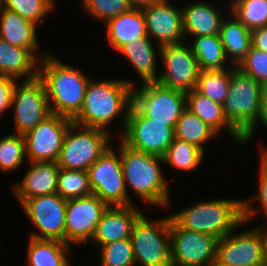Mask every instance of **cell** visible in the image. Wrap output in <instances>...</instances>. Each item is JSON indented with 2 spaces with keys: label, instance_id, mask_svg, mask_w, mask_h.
Instances as JSON below:
<instances>
[{
  "label": "cell",
  "instance_id": "cell-1",
  "mask_svg": "<svg viewBox=\"0 0 267 266\" xmlns=\"http://www.w3.org/2000/svg\"><path fill=\"white\" fill-rule=\"evenodd\" d=\"M135 85L131 79L95 80L92 77L86 88L82 108L72 119L73 123L111 133L110 123L120 117L124 130Z\"/></svg>",
  "mask_w": 267,
  "mask_h": 266
},
{
  "label": "cell",
  "instance_id": "cell-2",
  "mask_svg": "<svg viewBox=\"0 0 267 266\" xmlns=\"http://www.w3.org/2000/svg\"><path fill=\"white\" fill-rule=\"evenodd\" d=\"M51 113L73 119L81 110L90 75L47 53L39 63Z\"/></svg>",
  "mask_w": 267,
  "mask_h": 266
},
{
  "label": "cell",
  "instance_id": "cell-3",
  "mask_svg": "<svg viewBox=\"0 0 267 266\" xmlns=\"http://www.w3.org/2000/svg\"><path fill=\"white\" fill-rule=\"evenodd\" d=\"M120 157L126 188H131L147 205L159 209L170 206L169 181L160 167L164 164L163 157L132 149L121 139Z\"/></svg>",
  "mask_w": 267,
  "mask_h": 266
},
{
  "label": "cell",
  "instance_id": "cell-4",
  "mask_svg": "<svg viewBox=\"0 0 267 266\" xmlns=\"http://www.w3.org/2000/svg\"><path fill=\"white\" fill-rule=\"evenodd\" d=\"M170 217L182 228L221 239L243 227V199L220 198L189 205Z\"/></svg>",
  "mask_w": 267,
  "mask_h": 266
},
{
  "label": "cell",
  "instance_id": "cell-5",
  "mask_svg": "<svg viewBox=\"0 0 267 266\" xmlns=\"http://www.w3.org/2000/svg\"><path fill=\"white\" fill-rule=\"evenodd\" d=\"M261 92L262 84L236 66L231 67L229 93L222 104L223 113L246 143L252 140L260 125Z\"/></svg>",
  "mask_w": 267,
  "mask_h": 266
},
{
  "label": "cell",
  "instance_id": "cell-6",
  "mask_svg": "<svg viewBox=\"0 0 267 266\" xmlns=\"http://www.w3.org/2000/svg\"><path fill=\"white\" fill-rule=\"evenodd\" d=\"M112 133L72 123L64 136L57 160L58 166L67 170H82L92 166L108 149Z\"/></svg>",
  "mask_w": 267,
  "mask_h": 266
},
{
  "label": "cell",
  "instance_id": "cell-7",
  "mask_svg": "<svg viewBox=\"0 0 267 266\" xmlns=\"http://www.w3.org/2000/svg\"><path fill=\"white\" fill-rule=\"evenodd\" d=\"M130 239L136 266H172L169 215L150 220L143 214L134 224Z\"/></svg>",
  "mask_w": 267,
  "mask_h": 266
},
{
  "label": "cell",
  "instance_id": "cell-8",
  "mask_svg": "<svg viewBox=\"0 0 267 266\" xmlns=\"http://www.w3.org/2000/svg\"><path fill=\"white\" fill-rule=\"evenodd\" d=\"M132 104L145 117L175 128L182 111L187 107L186 92L157 82L142 83L132 89Z\"/></svg>",
  "mask_w": 267,
  "mask_h": 266
},
{
  "label": "cell",
  "instance_id": "cell-9",
  "mask_svg": "<svg viewBox=\"0 0 267 266\" xmlns=\"http://www.w3.org/2000/svg\"><path fill=\"white\" fill-rule=\"evenodd\" d=\"M118 150L114 146L108 149L87 169L93 194H96L108 206L134 205L126 188L120 157V138Z\"/></svg>",
  "mask_w": 267,
  "mask_h": 266
},
{
  "label": "cell",
  "instance_id": "cell-10",
  "mask_svg": "<svg viewBox=\"0 0 267 266\" xmlns=\"http://www.w3.org/2000/svg\"><path fill=\"white\" fill-rule=\"evenodd\" d=\"M119 138L132 149L163 157L175 138L174 128L145 117L131 105Z\"/></svg>",
  "mask_w": 267,
  "mask_h": 266
},
{
  "label": "cell",
  "instance_id": "cell-11",
  "mask_svg": "<svg viewBox=\"0 0 267 266\" xmlns=\"http://www.w3.org/2000/svg\"><path fill=\"white\" fill-rule=\"evenodd\" d=\"M218 238L180 227L170 217L172 266H211L216 262Z\"/></svg>",
  "mask_w": 267,
  "mask_h": 266
},
{
  "label": "cell",
  "instance_id": "cell-12",
  "mask_svg": "<svg viewBox=\"0 0 267 266\" xmlns=\"http://www.w3.org/2000/svg\"><path fill=\"white\" fill-rule=\"evenodd\" d=\"M66 203L67 200L58 193L26 199L21 207L38 230L29 236L65 243Z\"/></svg>",
  "mask_w": 267,
  "mask_h": 266
},
{
  "label": "cell",
  "instance_id": "cell-13",
  "mask_svg": "<svg viewBox=\"0 0 267 266\" xmlns=\"http://www.w3.org/2000/svg\"><path fill=\"white\" fill-rule=\"evenodd\" d=\"M16 83L11 108L14 113V134L25 135L51 115L42 80L37 76Z\"/></svg>",
  "mask_w": 267,
  "mask_h": 266
},
{
  "label": "cell",
  "instance_id": "cell-14",
  "mask_svg": "<svg viewBox=\"0 0 267 266\" xmlns=\"http://www.w3.org/2000/svg\"><path fill=\"white\" fill-rule=\"evenodd\" d=\"M159 55L164 71L160 72L157 83L184 92L196 89L201 70L186 42L161 46Z\"/></svg>",
  "mask_w": 267,
  "mask_h": 266
},
{
  "label": "cell",
  "instance_id": "cell-15",
  "mask_svg": "<svg viewBox=\"0 0 267 266\" xmlns=\"http://www.w3.org/2000/svg\"><path fill=\"white\" fill-rule=\"evenodd\" d=\"M108 207L96 194L68 199L66 203L65 243L78 246L88 244L95 233L101 216Z\"/></svg>",
  "mask_w": 267,
  "mask_h": 266
},
{
  "label": "cell",
  "instance_id": "cell-16",
  "mask_svg": "<svg viewBox=\"0 0 267 266\" xmlns=\"http://www.w3.org/2000/svg\"><path fill=\"white\" fill-rule=\"evenodd\" d=\"M72 119L51 114L25 135L26 157L29 162H57L64 136Z\"/></svg>",
  "mask_w": 267,
  "mask_h": 266
},
{
  "label": "cell",
  "instance_id": "cell-17",
  "mask_svg": "<svg viewBox=\"0 0 267 266\" xmlns=\"http://www.w3.org/2000/svg\"><path fill=\"white\" fill-rule=\"evenodd\" d=\"M236 230L237 228L219 239L215 264L217 266H266L257 232L253 228L235 233Z\"/></svg>",
  "mask_w": 267,
  "mask_h": 266
},
{
  "label": "cell",
  "instance_id": "cell-18",
  "mask_svg": "<svg viewBox=\"0 0 267 266\" xmlns=\"http://www.w3.org/2000/svg\"><path fill=\"white\" fill-rule=\"evenodd\" d=\"M169 3L170 0H159L142 8L147 35L160 46L185 42L182 8Z\"/></svg>",
  "mask_w": 267,
  "mask_h": 266
},
{
  "label": "cell",
  "instance_id": "cell-19",
  "mask_svg": "<svg viewBox=\"0 0 267 266\" xmlns=\"http://www.w3.org/2000/svg\"><path fill=\"white\" fill-rule=\"evenodd\" d=\"M142 215L135 204L109 206L101 216L90 242L99 248L115 241L130 239L133 226Z\"/></svg>",
  "mask_w": 267,
  "mask_h": 266
},
{
  "label": "cell",
  "instance_id": "cell-20",
  "mask_svg": "<svg viewBox=\"0 0 267 266\" xmlns=\"http://www.w3.org/2000/svg\"><path fill=\"white\" fill-rule=\"evenodd\" d=\"M30 168L22 181L11 185L16 200L21 205L26 199L57 193V162H28Z\"/></svg>",
  "mask_w": 267,
  "mask_h": 266
},
{
  "label": "cell",
  "instance_id": "cell-21",
  "mask_svg": "<svg viewBox=\"0 0 267 266\" xmlns=\"http://www.w3.org/2000/svg\"><path fill=\"white\" fill-rule=\"evenodd\" d=\"M186 4L182 7L185 41L191 36L219 34L222 20L225 17L221 9L203 0Z\"/></svg>",
  "mask_w": 267,
  "mask_h": 266
},
{
  "label": "cell",
  "instance_id": "cell-22",
  "mask_svg": "<svg viewBox=\"0 0 267 266\" xmlns=\"http://www.w3.org/2000/svg\"><path fill=\"white\" fill-rule=\"evenodd\" d=\"M38 27V25L0 4V38L13 46L23 47L31 51L36 57L40 51L36 32Z\"/></svg>",
  "mask_w": 267,
  "mask_h": 266
},
{
  "label": "cell",
  "instance_id": "cell-23",
  "mask_svg": "<svg viewBox=\"0 0 267 266\" xmlns=\"http://www.w3.org/2000/svg\"><path fill=\"white\" fill-rule=\"evenodd\" d=\"M156 44L157 48L153 45ZM160 45H157L148 35L133 42L126 43L117 53L122 54L129 61L141 79V83L157 82L159 74L157 71V57L160 58Z\"/></svg>",
  "mask_w": 267,
  "mask_h": 266
},
{
  "label": "cell",
  "instance_id": "cell-24",
  "mask_svg": "<svg viewBox=\"0 0 267 266\" xmlns=\"http://www.w3.org/2000/svg\"><path fill=\"white\" fill-rule=\"evenodd\" d=\"M186 104L192 113L197 115L218 135L226 130L228 137L232 138L233 141L246 144L245 138L225 118L222 104L201 95L195 89L186 92Z\"/></svg>",
  "mask_w": 267,
  "mask_h": 266
},
{
  "label": "cell",
  "instance_id": "cell-25",
  "mask_svg": "<svg viewBox=\"0 0 267 266\" xmlns=\"http://www.w3.org/2000/svg\"><path fill=\"white\" fill-rule=\"evenodd\" d=\"M108 44L116 52L126 43L147 35L146 20L142 9L131 8L104 24Z\"/></svg>",
  "mask_w": 267,
  "mask_h": 266
},
{
  "label": "cell",
  "instance_id": "cell-26",
  "mask_svg": "<svg viewBox=\"0 0 267 266\" xmlns=\"http://www.w3.org/2000/svg\"><path fill=\"white\" fill-rule=\"evenodd\" d=\"M45 55L36 57L31 51L13 46L0 38V76H11L20 80L36 78L40 60Z\"/></svg>",
  "mask_w": 267,
  "mask_h": 266
},
{
  "label": "cell",
  "instance_id": "cell-27",
  "mask_svg": "<svg viewBox=\"0 0 267 266\" xmlns=\"http://www.w3.org/2000/svg\"><path fill=\"white\" fill-rule=\"evenodd\" d=\"M225 15L220 26L219 36L224 46L227 59L233 66H238L249 52L251 41V30L240 22L232 12ZM229 18V19H228Z\"/></svg>",
  "mask_w": 267,
  "mask_h": 266
},
{
  "label": "cell",
  "instance_id": "cell-28",
  "mask_svg": "<svg viewBox=\"0 0 267 266\" xmlns=\"http://www.w3.org/2000/svg\"><path fill=\"white\" fill-rule=\"evenodd\" d=\"M27 247L28 266H69L71 245L57 240L36 239L29 237Z\"/></svg>",
  "mask_w": 267,
  "mask_h": 266
},
{
  "label": "cell",
  "instance_id": "cell-29",
  "mask_svg": "<svg viewBox=\"0 0 267 266\" xmlns=\"http://www.w3.org/2000/svg\"><path fill=\"white\" fill-rule=\"evenodd\" d=\"M190 39L187 43L198 60L200 70H225L233 67L227 59L219 34L193 36Z\"/></svg>",
  "mask_w": 267,
  "mask_h": 266
},
{
  "label": "cell",
  "instance_id": "cell-30",
  "mask_svg": "<svg viewBox=\"0 0 267 266\" xmlns=\"http://www.w3.org/2000/svg\"><path fill=\"white\" fill-rule=\"evenodd\" d=\"M175 138L186 141L200 148L205 153L206 143L216 139L219 135L203 122L197 115L192 113L187 107L182 111L176 122Z\"/></svg>",
  "mask_w": 267,
  "mask_h": 266
},
{
  "label": "cell",
  "instance_id": "cell-31",
  "mask_svg": "<svg viewBox=\"0 0 267 266\" xmlns=\"http://www.w3.org/2000/svg\"><path fill=\"white\" fill-rule=\"evenodd\" d=\"M204 152L197 146L174 138L163 155L164 165L184 172L193 171L204 160Z\"/></svg>",
  "mask_w": 267,
  "mask_h": 266
},
{
  "label": "cell",
  "instance_id": "cell-32",
  "mask_svg": "<svg viewBox=\"0 0 267 266\" xmlns=\"http://www.w3.org/2000/svg\"><path fill=\"white\" fill-rule=\"evenodd\" d=\"M231 68L225 70H201L196 91L212 101L223 104L229 93Z\"/></svg>",
  "mask_w": 267,
  "mask_h": 266
},
{
  "label": "cell",
  "instance_id": "cell-33",
  "mask_svg": "<svg viewBox=\"0 0 267 266\" xmlns=\"http://www.w3.org/2000/svg\"><path fill=\"white\" fill-rule=\"evenodd\" d=\"M229 10L249 30L267 26V0H232Z\"/></svg>",
  "mask_w": 267,
  "mask_h": 266
},
{
  "label": "cell",
  "instance_id": "cell-34",
  "mask_svg": "<svg viewBox=\"0 0 267 266\" xmlns=\"http://www.w3.org/2000/svg\"><path fill=\"white\" fill-rule=\"evenodd\" d=\"M57 193L66 200L93 194L88 172L60 168L58 171Z\"/></svg>",
  "mask_w": 267,
  "mask_h": 266
},
{
  "label": "cell",
  "instance_id": "cell-35",
  "mask_svg": "<svg viewBox=\"0 0 267 266\" xmlns=\"http://www.w3.org/2000/svg\"><path fill=\"white\" fill-rule=\"evenodd\" d=\"M26 157L24 135L7 134L0 139V171H15L23 165Z\"/></svg>",
  "mask_w": 267,
  "mask_h": 266
},
{
  "label": "cell",
  "instance_id": "cell-36",
  "mask_svg": "<svg viewBox=\"0 0 267 266\" xmlns=\"http://www.w3.org/2000/svg\"><path fill=\"white\" fill-rule=\"evenodd\" d=\"M55 3V0H1L4 8L16 12L38 26L54 12Z\"/></svg>",
  "mask_w": 267,
  "mask_h": 266
},
{
  "label": "cell",
  "instance_id": "cell-37",
  "mask_svg": "<svg viewBox=\"0 0 267 266\" xmlns=\"http://www.w3.org/2000/svg\"><path fill=\"white\" fill-rule=\"evenodd\" d=\"M98 250L101 266H136L131 239L115 241Z\"/></svg>",
  "mask_w": 267,
  "mask_h": 266
},
{
  "label": "cell",
  "instance_id": "cell-38",
  "mask_svg": "<svg viewBox=\"0 0 267 266\" xmlns=\"http://www.w3.org/2000/svg\"><path fill=\"white\" fill-rule=\"evenodd\" d=\"M81 4L84 14L103 24L132 8L128 0H82Z\"/></svg>",
  "mask_w": 267,
  "mask_h": 266
},
{
  "label": "cell",
  "instance_id": "cell-39",
  "mask_svg": "<svg viewBox=\"0 0 267 266\" xmlns=\"http://www.w3.org/2000/svg\"><path fill=\"white\" fill-rule=\"evenodd\" d=\"M259 162V179H258V189L256 195L249 197L248 199H243V214H244V222L249 224V222L257 217L256 215L260 212L266 216L267 219V163L261 158ZM255 201L259 202L260 208H255ZM262 211H261V210ZM260 210V211H259ZM267 221V220H266Z\"/></svg>",
  "mask_w": 267,
  "mask_h": 266
},
{
  "label": "cell",
  "instance_id": "cell-40",
  "mask_svg": "<svg viewBox=\"0 0 267 266\" xmlns=\"http://www.w3.org/2000/svg\"><path fill=\"white\" fill-rule=\"evenodd\" d=\"M243 73L260 84L267 83V53L251 46L246 57L237 66Z\"/></svg>",
  "mask_w": 267,
  "mask_h": 266
},
{
  "label": "cell",
  "instance_id": "cell-41",
  "mask_svg": "<svg viewBox=\"0 0 267 266\" xmlns=\"http://www.w3.org/2000/svg\"><path fill=\"white\" fill-rule=\"evenodd\" d=\"M17 82L18 79L15 77L0 76V116L11 110L13 93Z\"/></svg>",
  "mask_w": 267,
  "mask_h": 266
},
{
  "label": "cell",
  "instance_id": "cell-42",
  "mask_svg": "<svg viewBox=\"0 0 267 266\" xmlns=\"http://www.w3.org/2000/svg\"><path fill=\"white\" fill-rule=\"evenodd\" d=\"M252 47L267 53V26L251 30Z\"/></svg>",
  "mask_w": 267,
  "mask_h": 266
},
{
  "label": "cell",
  "instance_id": "cell-43",
  "mask_svg": "<svg viewBox=\"0 0 267 266\" xmlns=\"http://www.w3.org/2000/svg\"><path fill=\"white\" fill-rule=\"evenodd\" d=\"M263 223L259 224L258 226H255V228L253 227V229L257 232L261 240L262 254L267 266V223Z\"/></svg>",
  "mask_w": 267,
  "mask_h": 266
},
{
  "label": "cell",
  "instance_id": "cell-44",
  "mask_svg": "<svg viewBox=\"0 0 267 266\" xmlns=\"http://www.w3.org/2000/svg\"><path fill=\"white\" fill-rule=\"evenodd\" d=\"M260 124L267 128V83L262 85L260 102Z\"/></svg>",
  "mask_w": 267,
  "mask_h": 266
},
{
  "label": "cell",
  "instance_id": "cell-45",
  "mask_svg": "<svg viewBox=\"0 0 267 266\" xmlns=\"http://www.w3.org/2000/svg\"><path fill=\"white\" fill-rule=\"evenodd\" d=\"M130 3V6L132 8L136 9H142L144 7H147L153 3L158 2L159 0H128Z\"/></svg>",
  "mask_w": 267,
  "mask_h": 266
},
{
  "label": "cell",
  "instance_id": "cell-46",
  "mask_svg": "<svg viewBox=\"0 0 267 266\" xmlns=\"http://www.w3.org/2000/svg\"><path fill=\"white\" fill-rule=\"evenodd\" d=\"M263 150L260 152V157L267 163V148H262Z\"/></svg>",
  "mask_w": 267,
  "mask_h": 266
}]
</instances>
